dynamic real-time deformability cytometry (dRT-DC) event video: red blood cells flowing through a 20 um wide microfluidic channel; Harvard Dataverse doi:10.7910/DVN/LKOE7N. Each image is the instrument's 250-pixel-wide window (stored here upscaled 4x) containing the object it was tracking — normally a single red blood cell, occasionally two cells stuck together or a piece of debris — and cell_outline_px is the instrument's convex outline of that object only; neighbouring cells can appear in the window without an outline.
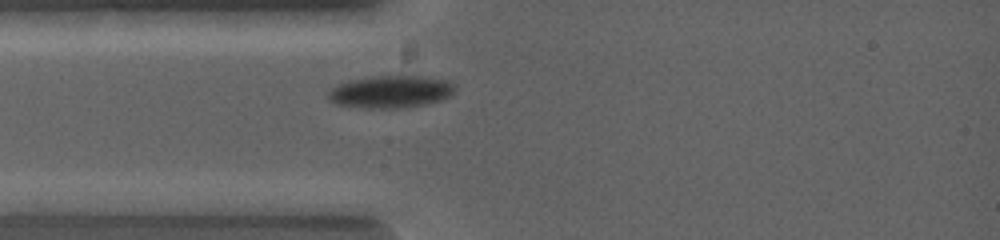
{"species": "common noctule bat (a hibernating species)", "species_latin": "Nyctalus noctula", "temperature_condition": "warm", "stored_images_in_passage": 5, "camera_frame_rate_fps": 5000, "um_per_image_px": 0.085, "animal": {"sex": "female", "body_mass_g": 19.0, "forearm_length_mm": 53.3}, "frame": {"image": 1, "passage_image": 2, "time_ms": 0.2, "image_size_px": [1000, 240], "cell_outline_px": [[452, 92], [448, 96], [440, 100], [420, 104], [392, 108], [364, 108], [336, 104], [328, 96], [328, 92], [332, 88], [348, 80], [408, 72], [412, 72], [444, 80], [452, 84]], "centroid_in_image_um": [33.19, 7.74], "position_along_channel_um": 51.8, "area_um2": 23.99}}